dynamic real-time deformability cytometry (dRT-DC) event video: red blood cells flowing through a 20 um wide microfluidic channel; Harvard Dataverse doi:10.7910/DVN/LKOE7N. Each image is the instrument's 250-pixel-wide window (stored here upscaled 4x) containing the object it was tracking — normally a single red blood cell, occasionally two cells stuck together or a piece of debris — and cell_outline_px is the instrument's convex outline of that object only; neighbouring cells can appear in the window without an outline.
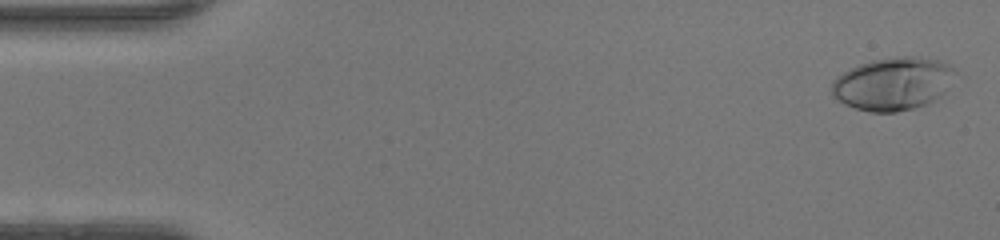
{"species": "human", "species_latin": "Homo sapiens", "temperature_condition": "warm", "stored_images_in_passage": 48, "camera_frame_rate_fps": 3000, "um_per_image_px": 0.085, "donor": {"sex": "female"}, "frame": {"image": 1, "passage_image": 2, "time_ms": 0.333, "image_size_px": [1000, 240], "cell_outline_px": [[956, 72], [944, 92], [940, 96], [928, 104], [896, 112], [872, 112], [856, 108], [844, 104], [832, 96], [832, 80], [836, 76], [860, 64], [872, 60], [900, 56], [912, 56], [940, 60], [948, 64]], "centroid_in_image_um": [75.89, 7.12], "position_along_channel_um": 9.1, "area_um2": 37.86}}
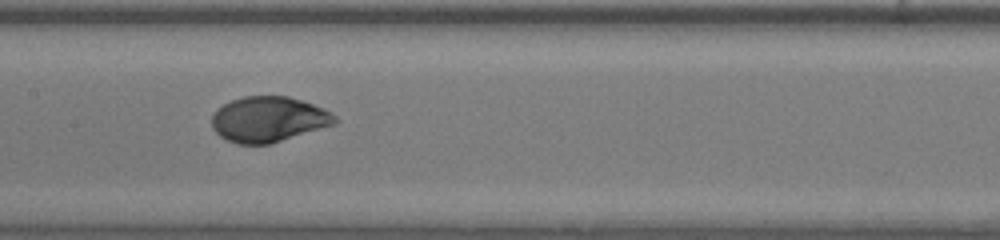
{"frame": {"image": 2, "passage_image": 24, "time_ms": 7.667, "image_size_px": [1000, 240], "cell_outline_px": [[340, 120], [336, 124], [268, 144], [236, 144], [220, 136], [212, 128], [212, 116], [224, 104], [232, 100], [244, 96], [288, 96], [324, 108], [336, 116]], "centroid_in_image_um": [22.85, 10.14], "position_along_channel_um": 184.6, "area_um2": 32.37}}
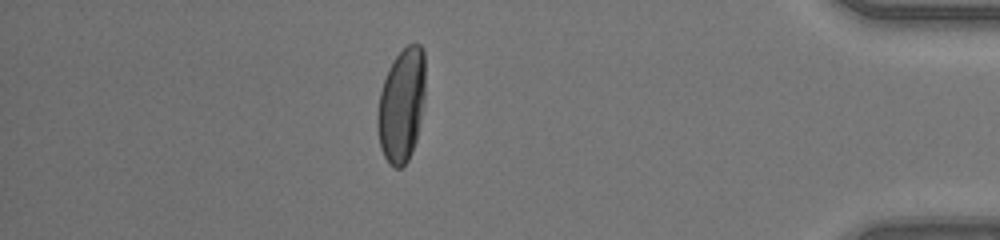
{"frame": {"image": 3, "passage_image": 42, "time_ms": 13.667, "image_size_px": [1000, 240], "cell_outline_px": [[424, 100], [416, 140], [412, 152], [408, 160], [400, 168], [396, 168], [388, 164], [380, 148], [376, 124], [376, 116], [380, 92], [388, 68], [396, 56], [408, 44], [420, 44], [424, 48]], "centroid_in_image_um": [34.11, 8.96], "position_along_channel_um": 401.1, "area_um2": 31.85}, "authors_computed_cell_mechanics": {"area_um2": 32.657, "velocity_mm_per_s": 4.3401, "shape_relaxation_time_tau1_ms": 3.8739, "shape_relaxation_time_tau2_ms": null, "deformation_change_tau1": 0.2015, "deformation_change_tau2": null}}